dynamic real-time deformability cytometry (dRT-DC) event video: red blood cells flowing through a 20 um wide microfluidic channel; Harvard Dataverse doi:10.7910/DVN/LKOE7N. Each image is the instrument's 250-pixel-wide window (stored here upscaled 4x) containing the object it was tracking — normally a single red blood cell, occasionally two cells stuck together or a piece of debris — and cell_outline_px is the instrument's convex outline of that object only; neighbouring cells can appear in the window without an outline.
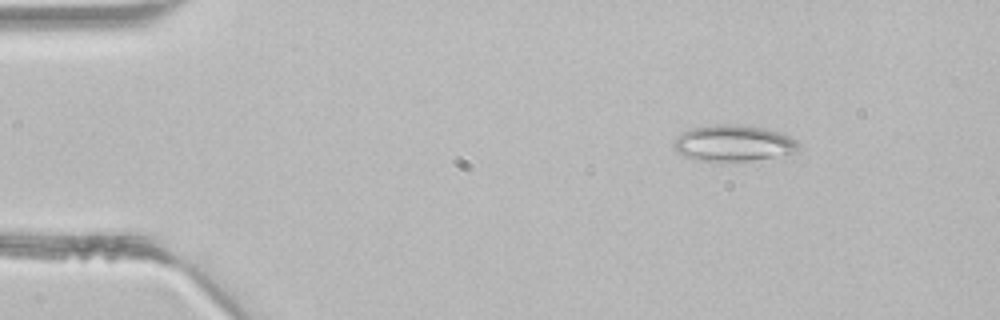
{"species": "common noctule bat (a hibernating species)", "species_latin": "Nyctalus noctula", "temperature_condition": "room temperature", "stored_images_in_passage": 3, "camera_frame_rate_fps": 3000, "um_per_image_px": 0.085, "animal": {"sex": "male", "body_mass_g": 21.5, "forearm_length_mm": 52.0}, "frame": {"image": 1, "passage_image": 2, "time_ms": 0.333, "image_size_px": [1000, 320], "cell_outline_px": [[800, 148], [796, 152], [748, 160], [696, 160], [684, 156], [676, 152], [672, 144], [676, 136], [692, 128], [716, 124], [732, 124], [764, 128], [780, 132], [796, 140], [800, 144]], "centroid_in_image_um": [62.3, 12.15], "position_along_channel_um": 22.7, "area_um2": 25.95}}